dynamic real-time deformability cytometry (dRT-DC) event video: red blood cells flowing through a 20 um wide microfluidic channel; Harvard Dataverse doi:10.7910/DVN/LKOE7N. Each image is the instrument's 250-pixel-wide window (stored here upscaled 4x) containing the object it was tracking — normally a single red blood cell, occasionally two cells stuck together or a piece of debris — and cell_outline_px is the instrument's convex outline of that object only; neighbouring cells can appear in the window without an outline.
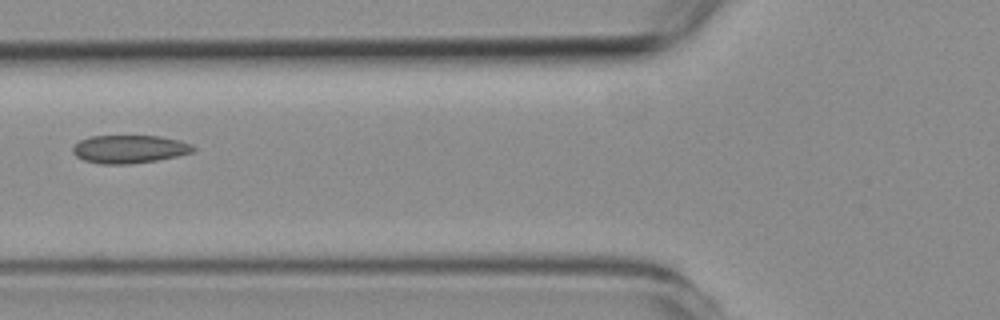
{"species": "common noctule bat (a hibernating species)", "species_latin": "Nyctalus noctula", "temperature_condition": "room temperature", "stored_images_in_passage": 2, "camera_frame_rate_fps": 3000, "um_per_image_px": 0.085, "animal": {"sex": "female", "body_mass_g": 19.3, "forearm_length_mm": 54.1}, "frame": {"image": 1, "passage_image": 2, "time_ms": 1.333, "image_size_px": [1000, 320], "cell_outline_px": [[196, 152], [156, 160], [132, 164], [100, 164], [84, 160], [76, 156], [72, 152], [72, 148], [80, 140], [88, 136], [160, 136], [180, 140], [192, 144], [196, 148]], "centroid_in_image_um": [11.02, 12.67], "position_along_channel_um": 114.8, "area_um2": 19.88}}